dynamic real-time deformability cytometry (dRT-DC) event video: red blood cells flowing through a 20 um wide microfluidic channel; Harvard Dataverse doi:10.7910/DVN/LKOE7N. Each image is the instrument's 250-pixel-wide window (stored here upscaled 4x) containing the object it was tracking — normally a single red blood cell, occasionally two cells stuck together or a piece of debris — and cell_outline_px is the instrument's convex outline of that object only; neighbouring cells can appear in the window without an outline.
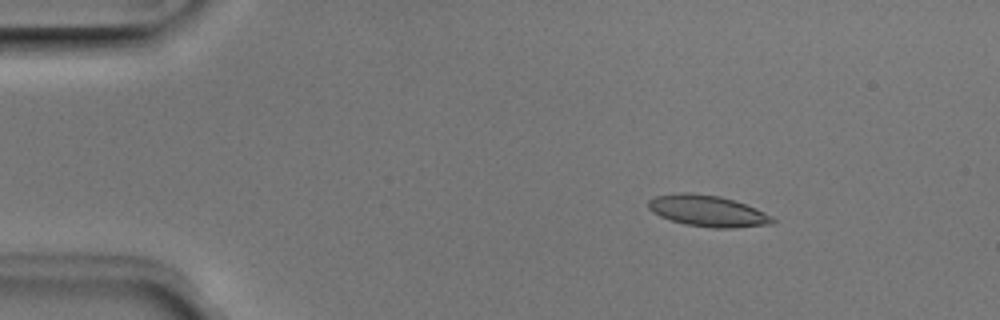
{"species": "Egyptian fruit bat (a non-hibernating species)", "species_latin": "Rousettus aegyptiacus", "temperature_condition": "room temperature", "stored_images_in_passage": 51, "camera_frame_rate_fps": 3000, "um_per_image_px": 0.085, "animal": {"sex": "male"}, "frame": {"image": 1, "passage_image": 8, "time_ms": 2.333, "image_size_px": [1000, 320], "cell_outline_px": [[776, 220], [772, 224], [736, 228], [712, 228], [684, 224], [660, 216], [652, 212], [648, 208], [648, 200], [656, 196], [680, 192], [692, 192], [720, 196], [756, 208], [772, 216]], "centroid_in_image_um": [60.15, 17.93], "position_along_channel_um": 24.9, "area_um2": 22.72}}
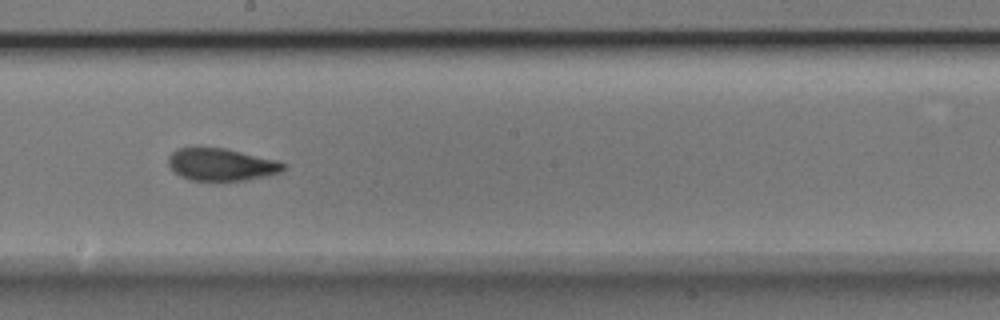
{"frame": {"image": 2, "passage_image": 29, "time_ms": 9.333, "image_size_px": [1000, 320], "cell_outline_px": [[288, 168], [280, 172], [264, 176], [244, 180], [192, 180], [180, 176], [168, 164], [168, 156], [176, 148], [224, 148], [280, 160], [288, 164]], "centroid_in_image_um": [18.87, 13.97], "position_along_channel_um": 229.3, "area_um2": 21.68}}
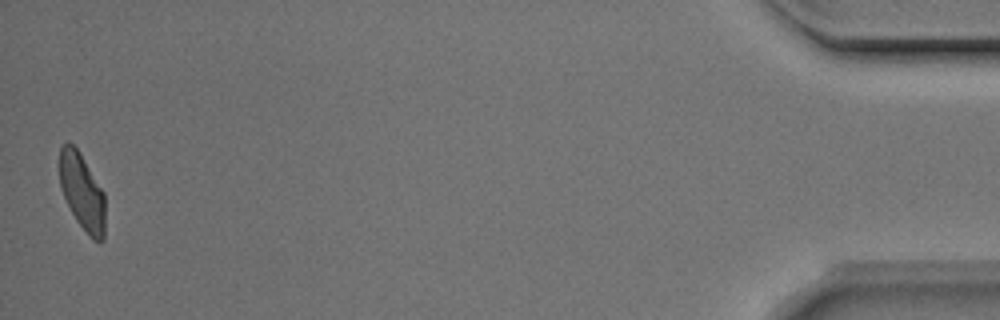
{"frame": {"image": 3, "passage_image": 51, "time_ms": 16.667, "image_size_px": [1000, 320], "cell_outline_px": [[104, 240], [92, 240], [88, 236], [76, 220], [60, 188], [56, 164], [60, 148], [68, 140], [80, 152], [104, 192]], "centroid_in_image_um": [6.92, 16.24], "position_along_channel_um": 428.3, "area_um2": 20.81}, "authors_computed_cell_mechanics": {"area_um2": 21.8484, "velocity_mm_per_s": 3.9687, "shape_relaxation_time_tau1_ms": 7.8929, "shape_relaxation_time_tau2_ms": 1.5198, "deformation_change_tau1": 0.2081, "deformation_change_tau2": 0.0586}}